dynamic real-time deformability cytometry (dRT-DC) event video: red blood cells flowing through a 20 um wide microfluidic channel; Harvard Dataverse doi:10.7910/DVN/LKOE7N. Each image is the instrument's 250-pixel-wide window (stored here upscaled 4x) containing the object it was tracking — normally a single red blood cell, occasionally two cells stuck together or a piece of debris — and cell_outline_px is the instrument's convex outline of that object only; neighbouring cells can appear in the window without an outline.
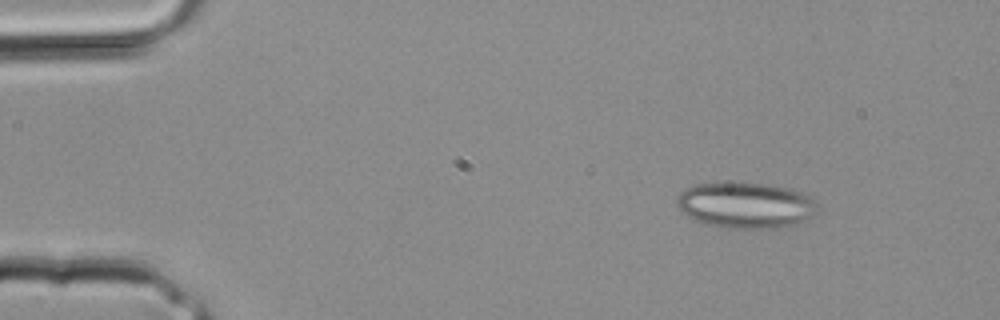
{"species": "common noctule bat (a hibernating species)", "species_latin": "Nyctalus noctula", "temperature_condition": "room temperature", "stored_images_in_passage": 33, "camera_frame_rate_fps": 3000, "um_per_image_px": 0.085, "animal": {"sex": "male", "body_mass_g": 20.4}, "frame": {"image": 1, "passage_image": 4, "time_ms": 1.0, "image_size_px": [1000, 320], "cell_outline_px": [[816, 212], [812, 216], [796, 224], [776, 228], [720, 228], [692, 220], [680, 212], [676, 204], [676, 200], [680, 192], [684, 188], [696, 184], [768, 184], [792, 188], [808, 196], [812, 200]], "centroid_in_image_um": [63.31, 17.47], "position_along_channel_um": 21.7, "area_um2": 37.45}}
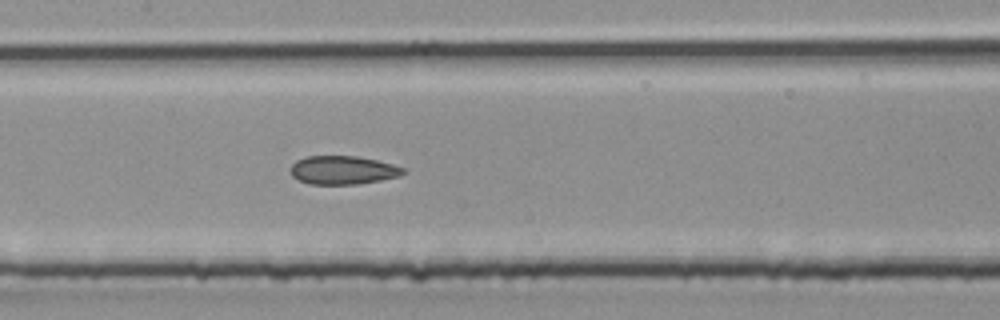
{"frame": {"image": 2, "passage_image": 16, "time_ms": 5.0, "image_size_px": [1000, 320], "cell_outline_px": [[408, 172], [400, 176], [380, 180], [356, 184], [308, 184], [292, 176], [292, 164], [296, 160], [308, 156], [356, 156], [376, 160], [408, 168]], "centroid_in_image_um": [29.21, 14.46], "position_along_channel_um": 178.2, "area_um2": 18.73}}
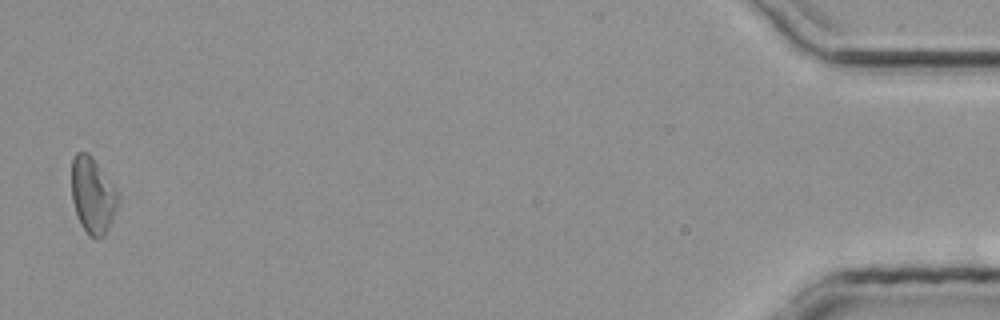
{"frame": {"image": 3, "passage_image": 33, "time_ms": 10.667, "image_size_px": [1000, 320], "cell_outline_px": [[120, 200], [112, 220], [104, 236], [100, 240], [96, 240], [88, 236], [80, 224], [72, 200], [72, 160], [76, 152], [88, 152], [92, 156], [116, 188]], "centroid_in_image_um": [7.89, 16.63], "position_along_channel_um": 427.3, "area_um2": 20.87}}